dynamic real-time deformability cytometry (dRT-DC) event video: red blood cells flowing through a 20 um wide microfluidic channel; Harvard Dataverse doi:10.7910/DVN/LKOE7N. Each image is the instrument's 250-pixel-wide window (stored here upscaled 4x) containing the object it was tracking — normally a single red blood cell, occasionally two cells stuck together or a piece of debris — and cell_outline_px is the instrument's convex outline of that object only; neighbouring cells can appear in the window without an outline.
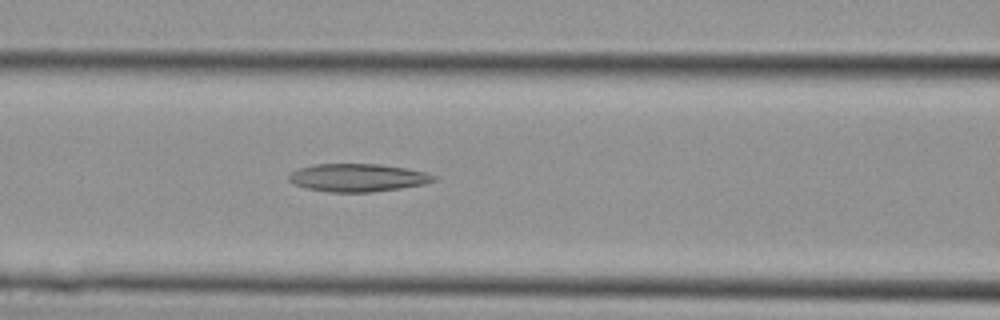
{"species": "Egyptian fruit bat (a non-hibernating species)", "species_latin": "Rousettus aegyptiacus", "temperature_condition": "cold", "stored_images_in_passage": 9, "camera_frame_rate_fps": 3000, "um_per_image_px": 0.085, "animal": {"sex": "female"}, "frame": {"image": 1, "passage_image": 7, "time_ms": 2.0, "image_size_px": [1000, 320], "cell_outline_px": [[436, 180], [424, 184], [400, 188], [372, 192], [328, 192], [308, 188], [296, 184], [288, 180], [288, 176], [292, 172], [300, 168], [316, 164], [380, 164], [404, 168], [424, 172], [436, 176]], "centroid_in_image_um": [30.41, 15.1], "position_along_channel_um": 136.2, "area_um2": 23.29}}
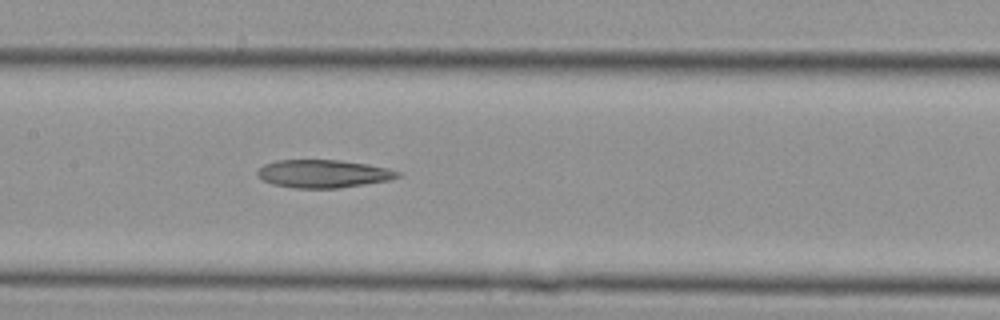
{"frame": {"image": 2, "passage_image": 9, "time_ms": 2.667, "image_size_px": [1000, 320], "cell_outline_px": [[400, 176], [388, 180], [364, 184], [336, 188], [292, 188], [272, 184], [256, 176], [256, 172], [264, 164], [276, 160], [340, 160], [368, 164], [388, 168], [400, 172]], "centroid_in_image_um": [27.44, 14.76], "position_along_channel_um": 180.0, "area_um2": 22.83}}